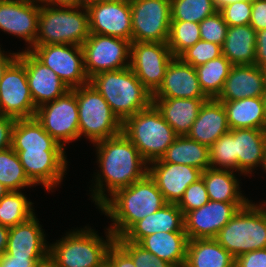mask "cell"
I'll list each match as a JSON object with an SVG mask.
<instances>
[{
	"label": "cell",
	"instance_id": "1f68e13d",
	"mask_svg": "<svg viewBox=\"0 0 266 267\" xmlns=\"http://www.w3.org/2000/svg\"><path fill=\"white\" fill-rule=\"evenodd\" d=\"M222 54L233 65H254L256 52V31L249 25L229 26Z\"/></svg>",
	"mask_w": 266,
	"mask_h": 267
},
{
	"label": "cell",
	"instance_id": "4dcf8cb0",
	"mask_svg": "<svg viewBox=\"0 0 266 267\" xmlns=\"http://www.w3.org/2000/svg\"><path fill=\"white\" fill-rule=\"evenodd\" d=\"M184 267H235V258L214 238L191 239Z\"/></svg>",
	"mask_w": 266,
	"mask_h": 267
},
{
	"label": "cell",
	"instance_id": "7402d4cb",
	"mask_svg": "<svg viewBox=\"0 0 266 267\" xmlns=\"http://www.w3.org/2000/svg\"><path fill=\"white\" fill-rule=\"evenodd\" d=\"M36 214L9 228L6 252L13 257L49 258V245Z\"/></svg>",
	"mask_w": 266,
	"mask_h": 267
},
{
	"label": "cell",
	"instance_id": "91938a15",
	"mask_svg": "<svg viewBox=\"0 0 266 267\" xmlns=\"http://www.w3.org/2000/svg\"><path fill=\"white\" fill-rule=\"evenodd\" d=\"M8 192L9 190L2 183H0V199L4 197Z\"/></svg>",
	"mask_w": 266,
	"mask_h": 267
},
{
	"label": "cell",
	"instance_id": "e0dca14e",
	"mask_svg": "<svg viewBox=\"0 0 266 267\" xmlns=\"http://www.w3.org/2000/svg\"><path fill=\"white\" fill-rule=\"evenodd\" d=\"M248 203H227L209 200L202 207L184 215V230L189 240L215 238L237 211Z\"/></svg>",
	"mask_w": 266,
	"mask_h": 267
},
{
	"label": "cell",
	"instance_id": "b9f144b4",
	"mask_svg": "<svg viewBox=\"0 0 266 267\" xmlns=\"http://www.w3.org/2000/svg\"><path fill=\"white\" fill-rule=\"evenodd\" d=\"M228 27L221 13L217 11L199 23L201 40L215 43L222 47Z\"/></svg>",
	"mask_w": 266,
	"mask_h": 267
},
{
	"label": "cell",
	"instance_id": "8d00e7d4",
	"mask_svg": "<svg viewBox=\"0 0 266 267\" xmlns=\"http://www.w3.org/2000/svg\"><path fill=\"white\" fill-rule=\"evenodd\" d=\"M0 183L9 191L35 186L27 177L18 154L12 147L0 151Z\"/></svg>",
	"mask_w": 266,
	"mask_h": 267
},
{
	"label": "cell",
	"instance_id": "d4e9b609",
	"mask_svg": "<svg viewBox=\"0 0 266 267\" xmlns=\"http://www.w3.org/2000/svg\"><path fill=\"white\" fill-rule=\"evenodd\" d=\"M230 131L226 110L216 98L207 99L200 108L187 136L198 143L210 147L223 134Z\"/></svg>",
	"mask_w": 266,
	"mask_h": 267
},
{
	"label": "cell",
	"instance_id": "bcb514c9",
	"mask_svg": "<svg viewBox=\"0 0 266 267\" xmlns=\"http://www.w3.org/2000/svg\"><path fill=\"white\" fill-rule=\"evenodd\" d=\"M106 261L111 267H136L132 258L115 241L107 250Z\"/></svg>",
	"mask_w": 266,
	"mask_h": 267
},
{
	"label": "cell",
	"instance_id": "f6af8a7d",
	"mask_svg": "<svg viewBox=\"0 0 266 267\" xmlns=\"http://www.w3.org/2000/svg\"><path fill=\"white\" fill-rule=\"evenodd\" d=\"M228 26L247 25L251 19L252 2L238 1L221 7L218 10Z\"/></svg>",
	"mask_w": 266,
	"mask_h": 267
},
{
	"label": "cell",
	"instance_id": "6f0895ef",
	"mask_svg": "<svg viewBox=\"0 0 266 267\" xmlns=\"http://www.w3.org/2000/svg\"><path fill=\"white\" fill-rule=\"evenodd\" d=\"M238 1H246V0H213L217 10H219L221 7L234 3V2H238Z\"/></svg>",
	"mask_w": 266,
	"mask_h": 267
},
{
	"label": "cell",
	"instance_id": "681fc988",
	"mask_svg": "<svg viewBox=\"0 0 266 267\" xmlns=\"http://www.w3.org/2000/svg\"><path fill=\"white\" fill-rule=\"evenodd\" d=\"M49 258H21L4 253L0 257V267H37Z\"/></svg>",
	"mask_w": 266,
	"mask_h": 267
},
{
	"label": "cell",
	"instance_id": "be15d7a7",
	"mask_svg": "<svg viewBox=\"0 0 266 267\" xmlns=\"http://www.w3.org/2000/svg\"><path fill=\"white\" fill-rule=\"evenodd\" d=\"M99 267H111L107 261H104Z\"/></svg>",
	"mask_w": 266,
	"mask_h": 267
},
{
	"label": "cell",
	"instance_id": "816d5d0a",
	"mask_svg": "<svg viewBox=\"0 0 266 267\" xmlns=\"http://www.w3.org/2000/svg\"><path fill=\"white\" fill-rule=\"evenodd\" d=\"M255 65H266V29L256 32Z\"/></svg>",
	"mask_w": 266,
	"mask_h": 267
},
{
	"label": "cell",
	"instance_id": "7bdbcfd3",
	"mask_svg": "<svg viewBox=\"0 0 266 267\" xmlns=\"http://www.w3.org/2000/svg\"><path fill=\"white\" fill-rule=\"evenodd\" d=\"M133 260L136 267H173L141 245L131 241H115Z\"/></svg>",
	"mask_w": 266,
	"mask_h": 267
},
{
	"label": "cell",
	"instance_id": "11a10c76",
	"mask_svg": "<svg viewBox=\"0 0 266 267\" xmlns=\"http://www.w3.org/2000/svg\"><path fill=\"white\" fill-rule=\"evenodd\" d=\"M9 228L0 225V257L6 252Z\"/></svg>",
	"mask_w": 266,
	"mask_h": 267
},
{
	"label": "cell",
	"instance_id": "cb8c5ba5",
	"mask_svg": "<svg viewBox=\"0 0 266 267\" xmlns=\"http://www.w3.org/2000/svg\"><path fill=\"white\" fill-rule=\"evenodd\" d=\"M157 232H185L184 215L176 203H167L161 209L136 222L115 241L138 243L143 237Z\"/></svg>",
	"mask_w": 266,
	"mask_h": 267
},
{
	"label": "cell",
	"instance_id": "f1b7e54d",
	"mask_svg": "<svg viewBox=\"0 0 266 267\" xmlns=\"http://www.w3.org/2000/svg\"><path fill=\"white\" fill-rule=\"evenodd\" d=\"M230 130L253 128L266 130V111L262 97L221 101Z\"/></svg>",
	"mask_w": 266,
	"mask_h": 267
},
{
	"label": "cell",
	"instance_id": "5b68a950",
	"mask_svg": "<svg viewBox=\"0 0 266 267\" xmlns=\"http://www.w3.org/2000/svg\"><path fill=\"white\" fill-rule=\"evenodd\" d=\"M235 259L266 248V201L249 202L239 209L214 238Z\"/></svg>",
	"mask_w": 266,
	"mask_h": 267
},
{
	"label": "cell",
	"instance_id": "7a4b0ae2",
	"mask_svg": "<svg viewBox=\"0 0 266 267\" xmlns=\"http://www.w3.org/2000/svg\"><path fill=\"white\" fill-rule=\"evenodd\" d=\"M167 202L147 174L128 187L117 190L98 209L113 222L108 229L115 238L123 236L136 222L161 209Z\"/></svg>",
	"mask_w": 266,
	"mask_h": 267
},
{
	"label": "cell",
	"instance_id": "9c48e42d",
	"mask_svg": "<svg viewBox=\"0 0 266 267\" xmlns=\"http://www.w3.org/2000/svg\"><path fill=\"white\" fill-rule=\"evenodd\" d=\"M35 118L64 149L66 144L79 139L76 88L38 107Z\"/></svg>",
	"mask_w": 266,
	"mask_h": 267
},
{
	"label": "cell",
	"instance_id": "74e56055",
	"mask_svg": "<svg viewBox=\"0 0 266 267\" xmlns=\"http://www.w3.org/2000/svg\"><path fill=\"white\" fill-rule=\"evenodd\" d=\"M171 21L200 23L217 12L213 0H170Z\"/></svg>",
	"mask_w": 266,
	"mask_h": 267
},
{
	"label": "cell",
	"instance_id": "277c9868",
	"mask_svg": "<svg viewBox=\"0 0 266 267\" xmlns=\"http://www.w3.org/2000/svg\"><path fill=\"white\" fill-rule=\"evenodd\" d=\"M106 230V240L87 226L66 232V236L49 244L50 261L56 267H99L115 241L111 231Z\"/></svg>",
	"mask_w": 266,
	"mask_h": 267
},
{
	"label": "cell",
	"instance_id": "6da1fadb",
	"mask_svg": "<svg viewBox=\"0 0 266 267\" xmlns=\"http://www.w3.org/2000/svg\"><path fill=\"white\" fill-rule=\"evenodd\" d=\"M93 145L100 169L95 174L90 196L99 208L117 190L145 177L149 163L122 132Z\"/></svg>",
	"mask_w": 266,
	"mask_h": 267
},
{
	"label": "cell",
	"instance_id": "ffe728a7",
	"mask_svg": "<svg viewBox=\"0 0 266 267\" xmlns=\"http://www.w3.org/2000/svg\"><path fill=\"white\" fill-rule=\"evenodd\" d=\"M202 170L184 164L166 163L161 159L148 164V174L155 181L167 203H178L187 187L201 179Z\"/></svg>",
	"mask_w": 266,
	"mask_h": 267
},
{
	"label": "cell",
	"instance_id": "f907efd6",
	"mask_svg": "<svg viewBox=\"0 0 266 267\" xmlns=\"http://www.w3.org/2000/svg\"><path fill=\"white\" fill-rule=\"evenodd\" d=\"M16 119L0 115V151L12 146V130Z\"/></svg>",
	"mask_w": 266,
	"mask_h": 267
},
{
	"label": "cell",
	"instance_id": "ee69618b",
	"mask_svg": "<svg viewBox=\"0 0 266 267\" xmlns=\"http://www.w3.org/2000/svg\"><path fill=\"white\" fill-rule=\"evenodd\" d=\"M209 202L208 193L203 179L191 183L184 192L183 197L177 203L183 215L198 209Z\"/></svg>",
	"mask_w": 266,
	"mask_h": 267
},
{
	"label": "cell",
	"instance_id": "9a60e30c",
	"mask_svg": "<svg viewBox=\"0 0 266 267\" xmlns=\"http://www.w3.org/2000/svg\"><path fill=\"white\" fill-rule=\"evenodd\" d=\"M24 171L34 185H42L51 191L61 184L67 171L65 150H14Z\"/></svg>",
	"mask_w": 266,
	"mask_h": 267
},
{
	"label": "cell",
	"instance_id": "484cf974",
	"mask_svg": "<svg viewBox=\"0 0 266 267\" xmlns=\"http://www.w3.org/2000/svg\"><path fill=\"white\" fill-rule=\"evenodd\" d=\"M209 98H152L164 120L178 136H186Z\"/></svg>",
	"mask_w": 266,
	"mask_h": 267
},
{
	"label": "cell",
	"instance_id": "94428289",
	"mask_svg": "<svg viewBox=\"0 0 266 267\" xmlns=\"http://www.w3.org/2000/svg\"><path fill=\"white\" fill-rule=\"evenodd\" d=\"M262 170H263V172L265 171V173H266V153H265V158H264Z\"/></svg>",
	"mask_w": 266,
	"mask_h": 267
},
{
	"label": "cell",
	"instance_id": "3957f363",
	"mask_svg": "<svg viewBox=\"0 0 266 267\" xmlns=\"http://www.w3.org/2000/svg\"><path fill=\"white\" fill-rule=\"evenodd\" d=\"M89 83L122 122L153 103L152 93L130 67L98 73L89 79Z\"/></svg>",
	"mask_w": 266,
	"mask_h": 267
},
{
	"label": "cell",
	"instance_id": "8fae6325",
	"mask_svg": "<svg viewBox=\"0 0 266 267\" xmlns=\"http://www.w3.org/2000/svg\"><path fill=\"white\" fill-rule=\"evenodd\" d=\"M131 42L167 43L171 24L170 0H130Z\"/></svg>",
	"mask_w": 266,
	"mask_h": 267
},
{
	"label": "cell",
	"instance_id": "ac0fdd59",
	"mask_svg": "<svg viewBox=\"0 0 266 267\" xmlns=\"http://www.w3.org/2000/svg\"><path fill=\"white\" fill-rule=\"evenodd\" d=\"M90 33L132 38V15L130 0L97 1L88 9Z\"/></svg>",
	"mask_w": 266,
	"mask_h": 267
},
{
	"label": "cell",
	"instance_id": "7c38bea8",
	"mask_svg": "<svg viewBox=\"0 0 266 267\" xmlns=\"http://www.w3.org/2000/svg\"><path fill=\"white\" fill-rule=\"evenodd\" d=\"M70 88L89 84L84 69L82 46L69 44L34 45L29 50Z\"/></svg>",
	"mask_w": 266,
	"mask_h": 267
},
{
	"label": "cell",
	"instance_id": "ab89813d",
	"mask_svg": "<svg viewBox=\"0 0 266 267\" xmlns=\"http://www.w3.org/2000/svg\"><path fill=\"white\" fill-rule=\"evenodd\" d=\"M200 40L199 23L171 21L167 44L174 57H178L183 51Z\"/></svg>",
	"mask_w": 266,
	"mask_h": 267
},
{
	"label": "cell",
	"instance_id": "db71d44e",
	"mask_svg": "<svg viewBox=\"0 0 266 267\" xmlns=\"http://www.w3.org/2000/svg\"><path fill=\"white\" fill-rule=\"evenodd\" d=\"M41 3L53 7L73 8L76 7V0H40Z\"/></svg>",
	"mask_w": 266,
	"mask_h": 267
},
{
	"label": "cell",
	"instance_id": "836d02e7",
	"mask_svg": "<svg viewBox=\"0 0 266 267\" xmlns=\"http://www.w3.org/2000/svg\"><path fill=\"white\" fill-rule=\"evenodd\" d=\"M209 147L186 136H178L161 160L166 163L194 166L202 171L210 168Z\"/></svg>",
	"mask_w": 266,
	"mask_h": 267
},
{
	"label": "cell",
	"instance_id": "52a82bcc",
	"mask_svg": "<svg viewBox=\"0 0 266 267\" xmlns=\"http://www.w3.org/2000/svg\"><path fill=\"white\" fill-rule=\"evenodd\" d=\"M89 35L87 9L53 7L41 3L35 45L69 44L82 46Z\"/></svg>",
	"mask_w": 266,
	"mask_h": 267
},
{
	"label": "cell",
	"instance_id": "4fadbf2b",
	"mask_svg": "<svg viewBox=\"0 0 266 267\" xmlns=\"http://www.w3.org/2000/svg\"><path fill=\"white\" fill-rule=\"evenodd\" d=\"M173 58L167 43L131 42L129 67L152 94L162 84Z\"/></svg>",
	"mask_w": 266,
	"mask_h": 267
},
{
	"label": "cell",
	"instance_id": "8992f818",
	"mask_svg": "<svg viewBox=\"0 0 266 267\" xmlns=\"http://www.w3.org/2000/svg\"><path fill=\"white\" fill-rule=\"evenodd\" d=\"M122 133L148 163L161 159L178 137L153 103L126 118L122 122Z\"/></svg>",
	"mask_w": 266,
	"mask_h": 267
},
{
	"label": "cell",
	"instance_id": "03108f58",
	"mask_svg": "<svg viewBox=\"0 0 266 267\" xmlns=\"http://www.w3.org/2000/svg\"><path fill=\"white\" fill-rule=\"evenodd\" d=\"M263 68V71H264V74H265V77H266V65L262 67Z\"/></svg>",
	"mask_w": 266,
	"mask_h": 267
},
{
	"label": "cell",
	"instance_id": "30bf717a",
	"mask_svg": "<svg viewBox=\"0 0 266 267\" xmlns=\"http://www.w3.org/2000/svg\"><path fill=\"white\" fill-rule=\"evenodd\" d=\"M130 45L131 42L123 38L90 33L82 44L88 78L104 71L129 67Z\"/></svg>",
	"mask_w": 266,
	"mask_h": 267
},
{
	"label": "cell",
	"instance_id": "44dd1931",
	"mask_svg": "<svg viewBox=\"0 0 266 267\" xmlns=\"http://www.w3.org/2000/svg\"><path fill=\"white\" fill-rule=\"evenodd\" d=\"M152 98H209L202 90L196 69L174 57L169 63L162 84Z\"/></svg>",
	"mask_w": 266,
	"mask_h": 267
},
{
	"label": "cell",
	"instance_id": "4316f807",
	"mask_svg": "<svg viewBox=\"0 0 266 267\" xmlns=\"http://www.w3.org/2000/svg\"><path fill=\"white\" fill-rule=\"evenodd\" d=\"M265 153L266 130L235 129V155H237L238 173L251 176L255 168L263 166Z\"/></svg>",
	"mask_w": 266,
	"mask_h": 267
},
{
	"label": "cell",
	"instance_id": "f35d334b",
	"mask_svg": "<svg viewBox=\"0 0 266 267\" xmlns=\"http://www.w3.org/2000/svg\"><path fill=\"white\" fill-rule=\"evenodd\" d=\"M210 168L232 170L237 172V155H235V129L219 137L209 147Z\"/></svg>",
	"mask_w": 266,
	"mask_h": 267
},
{
	"label": "cell",
	"instance_id": "603a6c76",
	"mask_svg": "<svg viewBox=\"0 0 266 267\" xmlns=\"http://www.w3.org/2000/svg\"><path fill=\"white\" fill-rule=\"evenodd\" d=\"M266 90V77L262 67L233 65L226 78L219 101H234L244 98L262 97Z\"/></svg>",
	"mask_w": 266,
	"mask_h": 267
},
{
	"label": "cell",
	"instance_id": "d590c367",
	"mask_svg": "<svg viewBox=\"0 0 266 267\" xmlns=\"http://www.w3.org/2000/svg\"><path fill=\"white\" fill-rule=\"evenodd\" d=\"M21 191H9L0 199V225L11 228L35 214L33 204Z\"/></svg>",
	"mask_w": 266,
	"mask_h": 267
},
{
	"label": "cell",
	"instance_id": "6125c7cd",
	"mask_svg": "<svg viewBox=\"0 0 266 267\" xmlns=\"http://www.w3.org/2000/svg\"><path fill=\"white\" fill-rule=\"evenodd\" d=\"M262 98H263V102H264V106H265V111H266V90L264 91V94H263Z\"/></svg>",
	"mask_w": 266,
	"mask_h": 267
},
{
	"label": "cell",
	"instance_id": "ba28073f",
	"mask_svg": "<svg viewBox=\"0 0 266 267\" xmlns=\"http://www.w3.org/2000/svg\"><path fill=\"white\" fill-rule=\"evenodd\" d=\"M76 100L79 138L84 135L95 144L122 132V121L90 83L76 87Z\"/></svg>",
	"mask_w": 266,
	"mask_h": 267
},
{
	"label": "cell",
	"instance_id": "60d3db41",
	"mask_svg": "<svg viewBox=\"0 0 266 267\" xmlns=\"http://www.w3.org/2000/svg\"><path fill=\"white\" fill-rule=\"evenodd\" d=\"M221 55L222 48L220 45L200 40L183 51L178 57L195 68Z\"/></svg>",
	"mask_w": 266,
	"mask_h": 267
},
{
	"label": "cell",
	"instance_id": "7dc6e473",
	"mask_svg": "<svg viewBox=\"0 0 266 267\" xmlns=\"http://www.w3.org/2000/svg\"><path fill=\"white\" fill-rule=\"evenodd\" d=\"M235 267H266V248L238 256L235 259Z\"/></svg>",
	"mask_w": 266,
	"mask_h": 267
},
{
	"label": "cell",
	"instance_id": "d6a6232c",
	"mask_svg": "<svg viewBox=\"0 0 266 267\" xmlns=\"http://www.w3.org/2000/svg\"><path fill=\"white\" fill-rule=\"evenodd\" d=\"M235 171L208 168L202 172L209 200L227 203H249L241 192Z\"/></svg>",
	"mask_w": 266,
	"mask_h": 267
},
{
	"label": "cell",
	"instance_id": "83f0119b",
	"mask_svg": "<svg viewBox=\"0 0 266 267\" xmlns=\"http://www.w3.org/2000/svg\"><path fill=\"white\" fill-rule=\"evenodd\" d=\"M188 240L186 232H157L143 237L138 244L173 267H183Z\"/></svg>",
	"mask_w": 266,
	"mask_h": 267
},
{
	"label": "cell",
	"instance_id": "e575fe53",
	"mask_svg": "<svg viewBox=\"0 0 266 267\" xmlns=\"http://www.w3.org/2000/svg\"><path fill=\"white\" fill-rule=\"evenodd\" d=\"M232 66L233 64L222 54L195 67L200 86L209 98H216L220 94Z\"/></svg>",
	"mask_w": 266,
	"mask_h": 267
},
{
	"label": "cell",
	"instance_id": "5bb4252c",
	"mask_svg": "<svg viewBox=\"0 0 266 267\" xmlns=\"http://www.w3.org/2000/svg\"><path fill=\"white\" fill-rule=\"evenodd\" d=\"M36 109L25 65L17 58L0 80V115L15 119L34 118Z\"/></svg>",
	"mask_w": 266,
	"mask_h": 267
},
{
	"label": "cell",
	"instance_id": "680465c9",
	"mask_svg": "<svg viewBox=\"0 0 266 267\" xmlns=\"http://www.w3.org/2000/svg\"><path fill=\"white\" fill-rule=\"evenodd\" d=\"M37 267H56V266L50 261V259H47L46 261L39 264Z\"/></svg>",
	"mask_w": 266,
	"mask_h": 267
},
{
	"label": "cell",
	"instance_id": "2e32d148",
	"mask_svg": "<svg viewBox=\"0 0 266 267\" xmlns=\"http://www.w3.org/2000/svg\"><path fill=\"white\" fill-rule=\"evenodd\" d=\"M40 5V0H0V30L25 40V50L35 45Z\"/></svg>",
	"mask_w": 266,
	"mask_h": 267
},
{
	"label": "cell",
	"instance_id": "f5cc1de1",
	"mask_svg": "<svg viewBox=\"0 0 266 267\" xmlns=\"http://www.w3.org/2000/svg\"><path fill=\"white\" fill-rule=\"evenodd\" d=\"M1 46V45H0ZM0 47V80L2 79L7 68L18 58L19 52L16 53H4Z\"/></svg>",
	"mask_w": 266,
	"mask_h": 267
},
{
	"label": "cell",
	"instance_id": "c3c4849f",
	"mask_svg": "<svg viewBox=\"0 0 266 267\" xmlns=\"http://www.w3.org/2000/svg\"><path fill=\"white\" fill-rule=\"evenodd\" d=\"M249 25L257 32L266 29V0L252 2V13Z\"/></svg>",
	"mask_w": 266,
	"mask_h": 267
},
{
	"label": "cell",
	"instance_id": "d6986e66",
	"mask_svg": "<svg viewBox=\"0 0 266 267\" xmlns=\"http://www.w3.org/2000/svg\"><path fill=\"white\" fill-rule=\"evenodd\" d=\"M18 59L25 65L28 86L36 108L70 90L54 71L42 64L29 50L19 52Z\"/></svg>",
	"mask_w": 266,
	"mask_h": 267
},
{
	"label": "cell",
	"instance_id": "f546056e",
	"mask_svg": "<svg viewBox=\"0 0 266 267\" xmlns=\"http://www.w3.org/2000/svg\"><path fill=\"white\" fill-rule=\"evenodd\" d=\"M13 150H65L36 118L16 119L12 130Z\"/></svg>",
	"mask_w": 266,
	"mask_h": 267
},
{
	"label": "cell",
	"instance_id": "9f6ffc18",
	"mask_svg": "<svg viewBox=\"0 0 266 267\" xmlns=\"http://www.w3.org/2000/svg\"><path fill=\"white\" fill-rule=\"evenodd\" d=\"M98 0H76V7L88 9L94 5Z\"/></svg>",
	"mask_w": 266,
	"mask_h": 267
},
{
	"label": "cell",
	"instance_id": "e7e4bbea",
	"mask_svg": "<svg viewBox=\"0 0 266 267\" xmlns=\"http://www.w3.org/2000/svg\"><path fill=\"white\" fill-rule=\"evenodd\" d=\"M100 2H108V1H119V0H98Z\"/></svg>",
	"mask_w": 266,
	"mask_h": 267
}]
</instances>
